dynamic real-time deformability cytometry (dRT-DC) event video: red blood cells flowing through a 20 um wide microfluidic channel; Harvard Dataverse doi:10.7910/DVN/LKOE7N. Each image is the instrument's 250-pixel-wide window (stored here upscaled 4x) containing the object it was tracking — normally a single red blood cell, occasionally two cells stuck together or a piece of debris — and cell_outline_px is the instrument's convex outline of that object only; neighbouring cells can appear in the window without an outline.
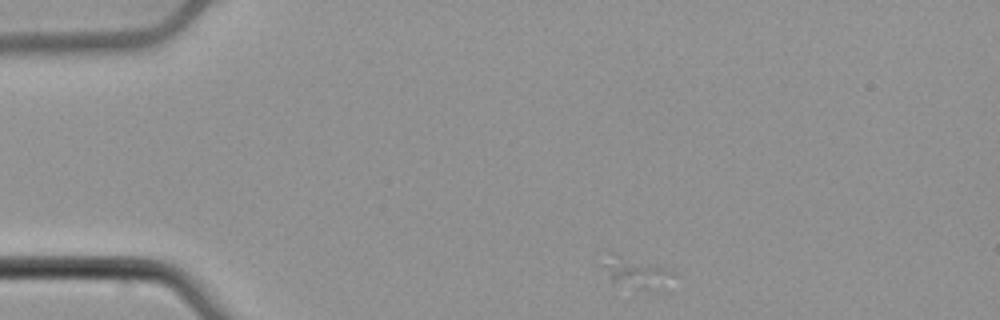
{"species": "common noctule bat (a hibernating species)", "species_latin": "Nyctalus noctula", "temperature_condition": "cold", "stored_images_in_passage": 4, "camera_frame_rate_fps": 3000, "um_per_image_px": 0.085, "animal": {"sex": "male", "body_mass_g": 21.5, "forearm_length_mm": 52.0}, "frame": {"image": 1, "passage_image": 1, "time_ms": 0.0, "image_size_px": [1000, 320], "cell_outline_px": [[676, 276], [648, 288], [636, 288], [612, 284], [604, 264], [604, 256], [608, 252], [616, 252], [668, 268], [676, 272]], "centroid_in_image_um": [53.97, 23.07], "position_along_channel_um": 31.0, "area_um2": 12.25}}